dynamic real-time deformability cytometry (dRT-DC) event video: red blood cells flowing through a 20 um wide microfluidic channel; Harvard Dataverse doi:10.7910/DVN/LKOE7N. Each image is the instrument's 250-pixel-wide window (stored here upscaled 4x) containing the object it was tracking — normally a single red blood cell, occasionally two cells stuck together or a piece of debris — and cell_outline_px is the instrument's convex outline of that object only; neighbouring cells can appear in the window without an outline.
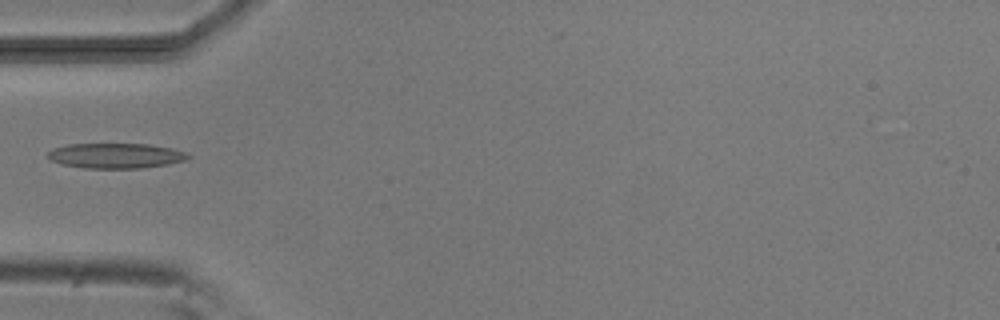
{"species": "common noctule bat (a hibernating species)", "species_latin": "Nyctalus noctula", "temperature_condition": "room temperature", "stored_images_in_passage": 4, "camera_frame_rate_fps": 3000, "um_per_image_px": 0.085, "animal": {"sex": "male", "body_mass_g": 20.5, "forearm_length_mm": 52.5}, "frame": {"image": 1, "passage_image": 3, "time_ms": 3.0, "image_size_px": [1000, 320], "cell_outline_px": [[192, 156], [184, 160], [168, 164], [140, 168], [84, 168], [64, 164], [52, 160], [48, 156], [48, 152], [56, 148], [68, 144], [148, 144], [172, 148], [184, 152]], "centroid_in_image_um": [9.87, 13.23], "position_along_channel_um": 75.1, "area_um2": 20.23}}